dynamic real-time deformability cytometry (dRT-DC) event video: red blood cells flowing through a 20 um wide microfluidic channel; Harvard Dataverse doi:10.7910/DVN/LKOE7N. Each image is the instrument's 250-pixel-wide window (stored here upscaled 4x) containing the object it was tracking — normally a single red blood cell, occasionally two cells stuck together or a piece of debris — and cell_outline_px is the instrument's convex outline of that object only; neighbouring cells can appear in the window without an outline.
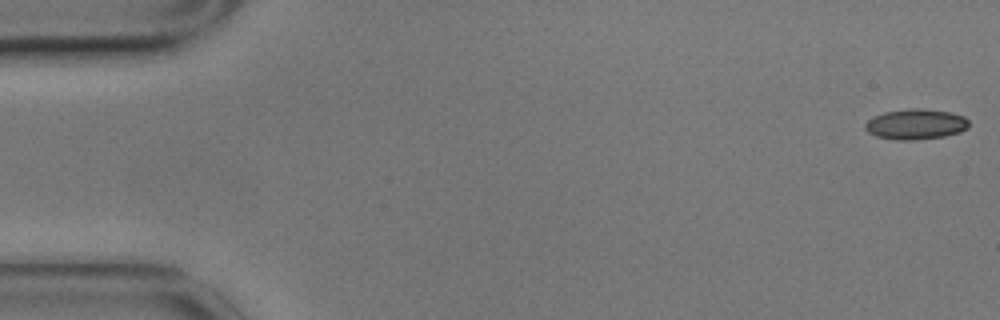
{"species": "common noctule bat (a hibernating species)", "species_latin": "Nyctalus noctula", "temperature_condition": "cold", "stored_images_in_passage": 16, "camera_frame_rate_fps": 3000, "um_per_image_px": 0.085, "animal": {"sex": "male", "body_mass_g": 17.9}, "frame": {"image": 1, "passage_image": 1, "time_ms": 0.0, "image_size_px": [1000, 320], "cell_outline_px": [[968, 128], [960, 132], [944, 136], [916, 140], [896, 140], [876, 136], [868, 132], [864, 128], [864, 124], [872, 116], [884, 112], [908, 108], [924, 108], [952, 112], [964, 116], [968, 120]], "centroid_in_image_um": [77.83, 10.55], "position_along_channel_um": 7.2, "area_um2": 18.67}}
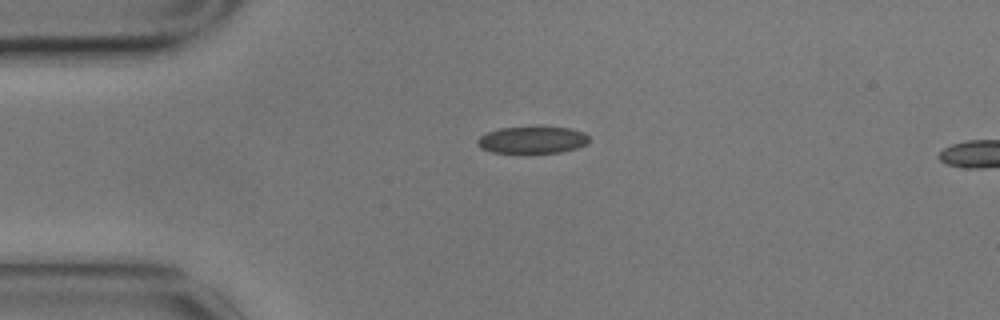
{"frame": {"image": 2, "passage_image": 13, "time_ms": 4.0, "image_size_px": [1000, 320], "cell_outline_px": [[588, 144], [576, 148], [560, 152], [524, 156], [520, 156], [492, 152], [480, 148], [476, 144], [476, 140], [480, 136], [488, 132], [500, 128], [536, 124], [572, 128], [584, 132], [588, 136]], "centroid_in_image_um": [45.22, 11.9], "position_along_channel_um": 39.8, "area_um2": 19.25}}